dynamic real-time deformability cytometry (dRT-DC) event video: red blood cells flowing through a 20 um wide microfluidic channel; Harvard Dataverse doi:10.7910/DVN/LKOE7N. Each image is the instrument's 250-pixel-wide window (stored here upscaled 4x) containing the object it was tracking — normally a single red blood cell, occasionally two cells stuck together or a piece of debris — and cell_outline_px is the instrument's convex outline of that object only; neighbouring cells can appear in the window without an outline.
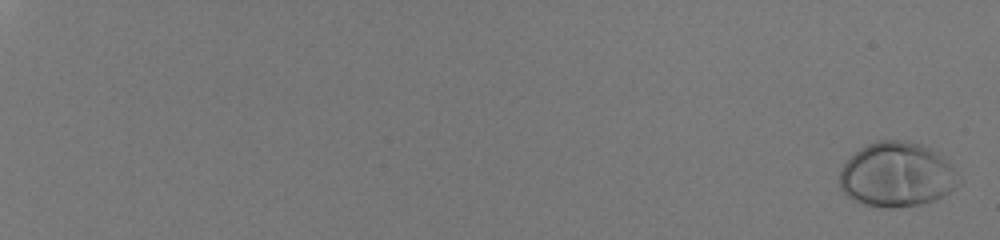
{"species": "human", "species_latin": "Homo sapiens", "temperature_condition": "room temperature", "stored_images_in_passage": 45, "camera_frame_rate_fps": 3000, "um_per_image_px": 0.085, "donor": {"sex": "male"}, "frame": {"image": 1, "passage_image": 1, "time_ms": 0.0, "image_size_px": [1000, 240], "cell_outline_px": [[960, 184], [956, 188], [932, 200], [920, 204], [892, 208], [888, 208], [864, 204], [848, 196], [840, 188], [840, 172], [844, 164], [860, 148], [876, 140], [900, 140], [920, 144], [940, 152], [960, 176]], "centroid_in_image_um": [76.26, 14.83], "position_along_channel_um": 8.7, "area_um2": 44.74}}
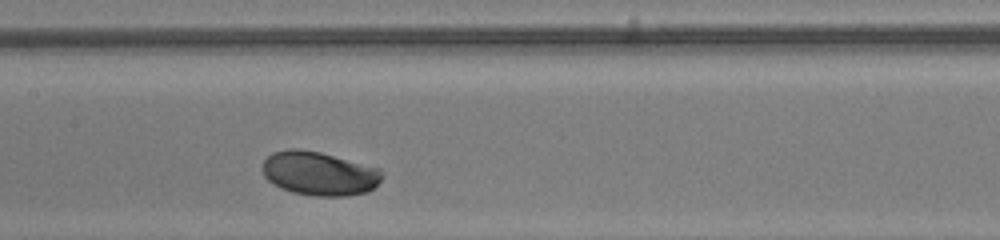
{"frame": {"image": 2, "passage_image": 29, "time_ms": 9.333, "image_size_px": [1000, 240], "cell_outline_px": [[384, 176], [368, 192], [348, 196], [316, 196], [292, 192], [280, 188], [268, 180], [264, 176], [260, 168], [264, 160], [272, 152], [288, 148], [296, 148], [320, 152], [380, 168], [384, 172]], "centroid_in_image_um": [27.12, 14.74], "position_along_channel_um": 180.3, "area_um2": 30.87}}
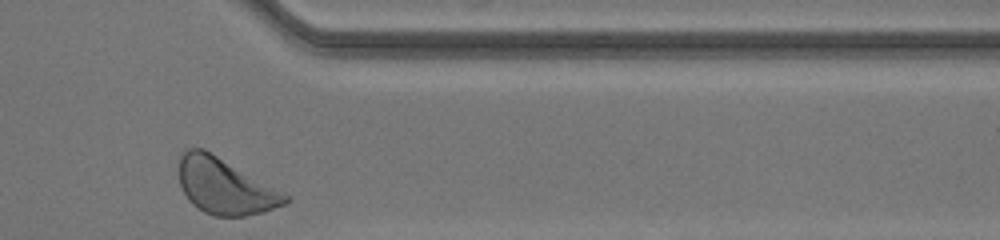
{"frame": {"image": 3, "passage_image": 45, "time_ms": 14.667, "image_size_px": [1000, 240], "cell_outline_px": [[288, 200], [284, 204], [264, 212], [244, 216], [212, 216], [196, 208], [188, 200], [180, 184], [176, 172], [180, 152], [184, 148], [204, 148], [284, 192], [288, 196]], "centroid_in_image_um": [19.04, 15.81], "position_along_channel_um": 392.4, "area_um2": 35.03}, "authors_computed_cell_mechanics": {"area_um2": 30.9808, "velocity_mm_per_s": 3.9887, "shape_relaxation_time_tau1_ms": 1.4878, "shape_relaxation_time_tau2_ms": null, "deformation_change_tau1": 0.0973, "deformation_change_tau2": null}}